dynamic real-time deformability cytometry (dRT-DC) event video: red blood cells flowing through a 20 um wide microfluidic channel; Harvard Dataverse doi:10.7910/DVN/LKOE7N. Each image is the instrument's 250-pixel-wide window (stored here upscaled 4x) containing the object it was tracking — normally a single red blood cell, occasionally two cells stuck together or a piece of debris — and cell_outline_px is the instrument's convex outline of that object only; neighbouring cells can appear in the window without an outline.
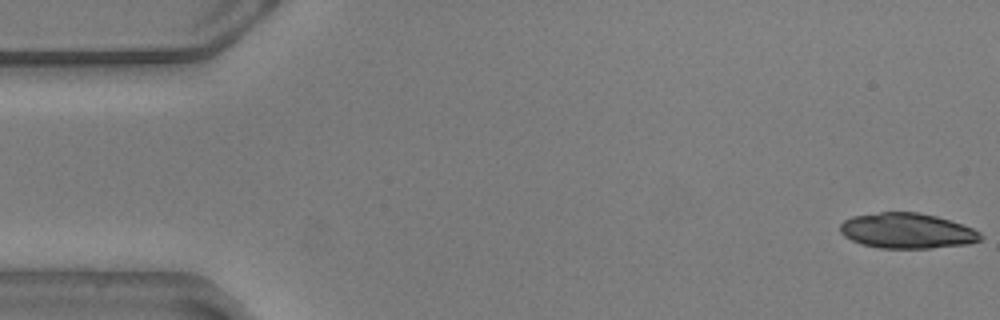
{"species": "common noctule bat (a hibernating species)", "species_latin": "Nyctalus noctula", "temperature_condition": "warm", "stored_images_in_passage": 55, "camera_frame_rate_fps": 3000, "um_per_image_px": 0.085, "animal": {"sex": "male", "body_mass_g": 20.5, "forearm_length_mm": 52.5}, "frame": {"image": 1, "passage_image": 1, "time_ms": 0.0, "image_size_px": [1000, 320], "cell_outline_px": [[984, 236], [980, 240], [968, 244], [932, 248], [880, 248], [860, 244], [844, 236], [840, 232], [840, 224], [844, 220], [852, 216], [880, 212], [920, 212], [936, 216], [972, 228], [980, 232]], "centroid_in_image_um": [77.08, 19.62], "position_along_channel_um": 7.9, "area_um2": 28.96}, "authors_computed_cell_mechanics": {"area_um2": 29.5358, "velocity_mm_per_s": 3.5727, "shape_relaxation_time_tau1_ms": 1.1682, "shape_relaxation_time_tau2_ms": 6.0879, "deformation_change_tau1": 0.2734, "deformation_change_tau2": 0.1537}}